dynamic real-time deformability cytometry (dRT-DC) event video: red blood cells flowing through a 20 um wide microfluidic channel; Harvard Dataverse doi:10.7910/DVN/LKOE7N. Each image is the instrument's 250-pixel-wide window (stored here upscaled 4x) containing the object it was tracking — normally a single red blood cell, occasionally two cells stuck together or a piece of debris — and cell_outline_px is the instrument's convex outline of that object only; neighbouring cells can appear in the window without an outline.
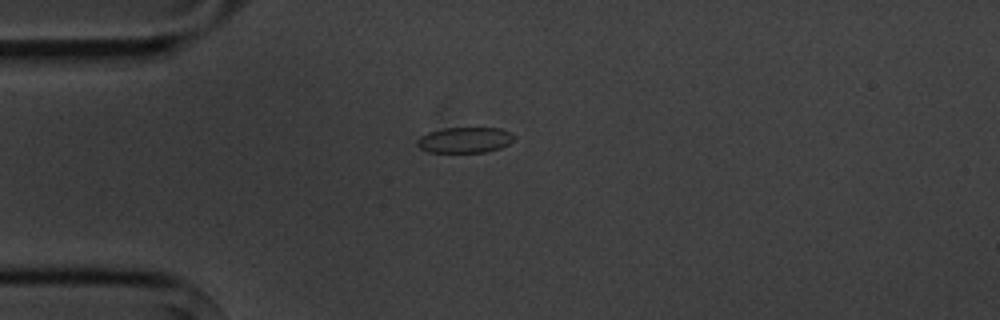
{"species": "common noctule bat (a hibernating species)", "species_latin": "Nyctalus noctula", "temperature_condition": "cold", "stored_images_in_passage": 3, "camera_frame_rate_fps": 3000, "um_per_image_px": 0.085, "animal": {"sex": "male", "body_mass_g": 20.1, "forearm_length_mm": 53.5}, "frame": {"image": 1, "passage_image": 1, "time_ms": 0.0, "image_size_px": [1000, 320], "cell_outline_px": [[516, 136], [508, 144], [500, 148], [488, 152], [428, 152], [420, 148], [416, 144], [416, 140], [420, 136], [428, 132], [444, 128], [500, 128], [512, 132]], "centroid_in_image_um": [39.51, 11.9], "position_along_channel_um": 45.5, "area_um2": 14.62}}
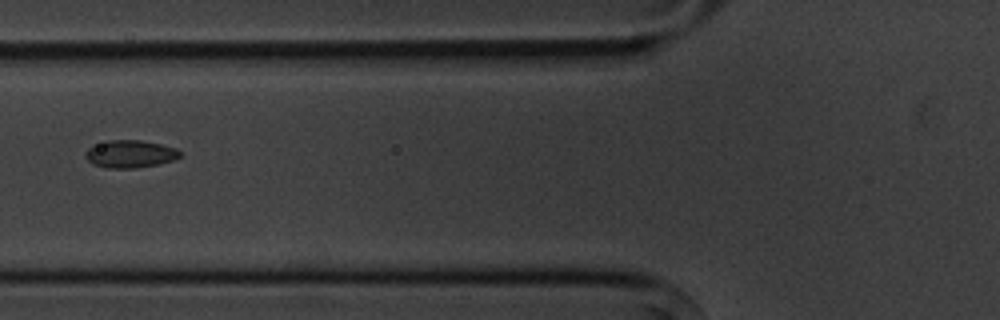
{"frame": {"image": 2, "passage_image": 3, "time_ms": 2.333, "image_size_px": [1000, 320], "cell_outline_px": [[184, 152], [180, 156], [172, 160], [160, 164], [136, 168], [104, 168], [92, 164], [84, 156], [84, 152], [88, 148], [108, 140], [140, 140], [160, 144], [176, 148]], "centroid_in_image_um": [11.06, 13.09], "position_along_channel_um": 114.7, "area_um2": 15.32}}